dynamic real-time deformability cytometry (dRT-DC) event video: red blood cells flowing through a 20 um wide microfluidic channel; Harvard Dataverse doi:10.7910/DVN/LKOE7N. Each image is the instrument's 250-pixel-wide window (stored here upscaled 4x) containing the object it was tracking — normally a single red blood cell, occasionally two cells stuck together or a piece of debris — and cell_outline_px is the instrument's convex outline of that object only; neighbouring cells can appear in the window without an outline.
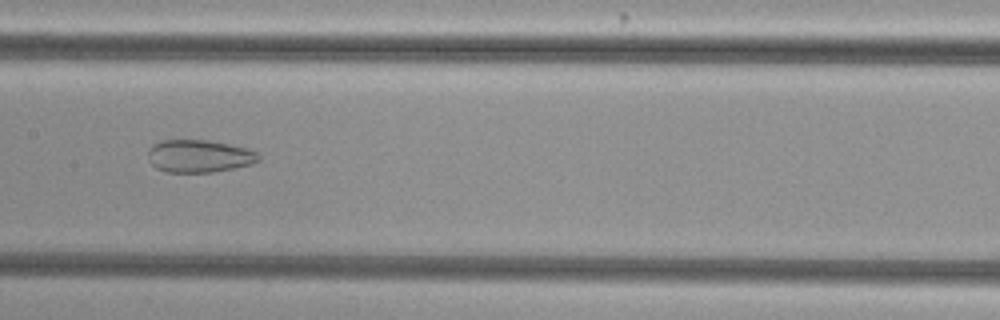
{"species": "common noctule bat (a hibernating species)", "species_latin": "Nyctalus noctula", "temperature_condition": "cold", "stored_images_in_passage": 37, "camera_frame_rate_fps": 3000, "um_per_image_px": 0.085, "animal": {"sex": "female", "body_mass_g": 29.2, "forearm_length_mm": 56.3}, "frame": {"image": 1, "passage_image": 11, "time_ms": 3.333, "image_size_px": [1000, 320], "cell_outline_px": [[260, 160], [252, 164], [212, 172], [164, 172], [156, 168], [148, 160], [148, 152], [152, 144], [160, 140], [208, 140], [248, 148], [256, 152], [260, 156]], "centroid_in_image_um": [16.91, 13.26], "position_along_channel_um": 190.5, "area_um2": 21.1}}
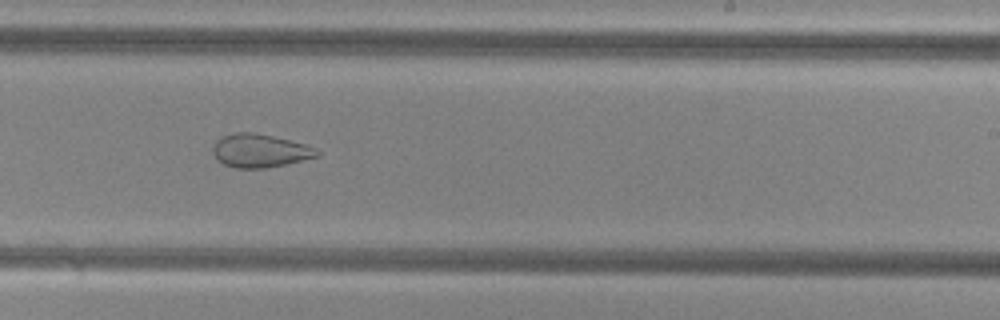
{"frame": {"image": 2, "passage_image": 17, "time_ms": 5.333, "image_size_px": [1000, 320], "cell_outline_px": [[320, 156], [288, 164], [264, 168], [236, 168], [224, 164], [212, 152], [212, 148], [216, 140], [220, 136], [236, 132], [252, 132], [272, 136], [304, 144], [316, 148], [320, 152]], "centroid_in_image_um": [22.1, 12.81], "position_along_channel_um": 266.9, "area_um2": 20.23}}
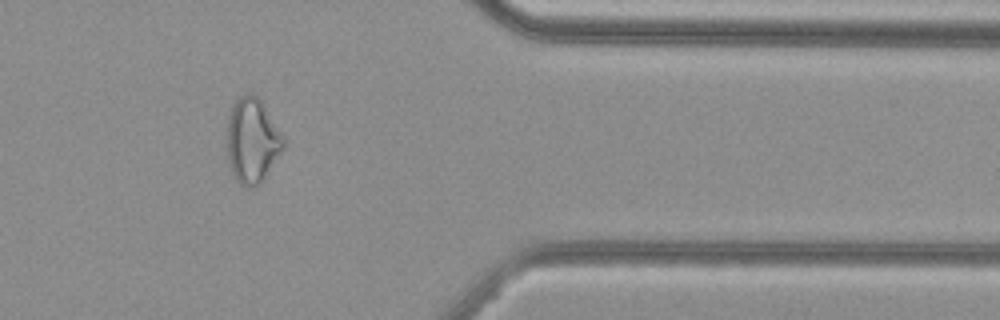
{"frame": {"image": 3, "passage_image": 28, "time_ms": 9.0, "image_size_px": [1000, 320], "cell_outline_px": [[284, 148], [260, 184], [256, 188], [244, 188], [236, 180], [232, 172], [228, 160], [224, 144], [224, 132], [228, 116], [232, 104], [240, 96], [248, 92], [252, 92], [260, 100], [284, 140]], "centroid_in_image_um": [21.35, 11.98], "position_along_channel_um": 390.0, "area_um2": 28.38}, "authors_computed_cell_mechanics": {"area_um2": 25.7788, "velocity_mm_per_s": 3.8276, "shape_relaxation_time_tau1_ms": null, "shape_relaxation_time_tau2_ms": 2.928, "deformation_change_tau1": null, "deformation_change_tau2": 0.1031}}